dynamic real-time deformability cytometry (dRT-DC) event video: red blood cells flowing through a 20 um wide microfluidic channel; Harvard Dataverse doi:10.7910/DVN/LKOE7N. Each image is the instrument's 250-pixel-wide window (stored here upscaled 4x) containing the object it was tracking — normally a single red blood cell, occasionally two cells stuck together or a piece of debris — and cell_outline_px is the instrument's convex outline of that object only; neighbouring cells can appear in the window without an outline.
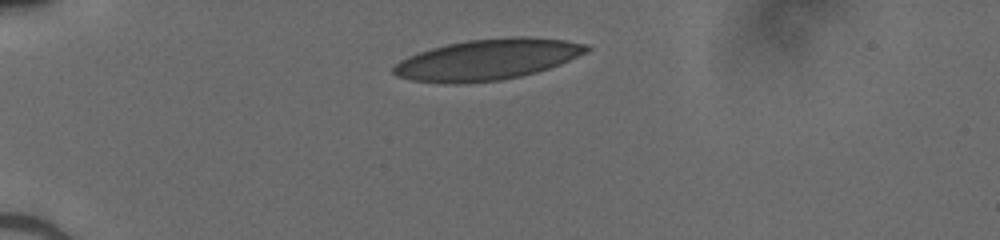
{"species": "human", "species_latin": "Homo sapiens", "temperature_condition": "cold", "stored_images_in_passage": 31, "camera_frame_rate_fps": 3000, "um_per_image_px": 0.085, "donor": {"sex": "male"}, "frame": {"image": 1, "passage_image": 1, "time_ms": 0.0, "image_size_px": [1000, 240], "cell_outline_px": [[592, 48], [588, 52], [560, 64], [536, 72], [520, 76], [500, 80], [444, 84], [412, 80], [396, 76], [392, 72], [392, 68], [400, 60], [408, 56], [432, 48], [448, 44], [468, 40], [512, 36], [524, 36], [564, 40], [588, 44]], "centroid_in_image_um": [41.44, 5.05], "position_along_channel_um": 43.6, "area_um2": 45.84}}
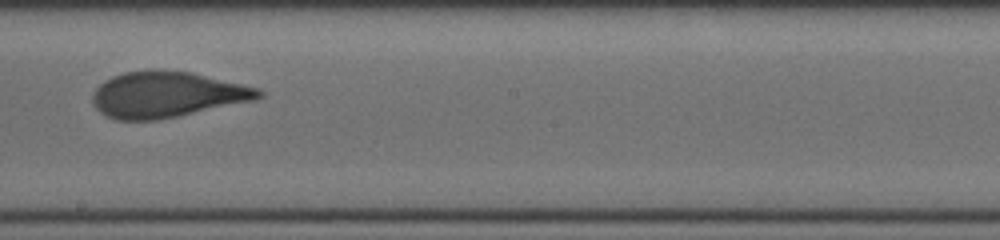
{"frame": {"image": 2, "passage_image": 18, "time_ms": 5.667, "image_size_px": [1000, 240], "cell_outline_px": [[264, 96], [256, 100], [156, 120], [116, 120], [100, 112], [92, 104], [92, 96], [96, 88], [104, 80], [112, 76], [124, 72], [152, 68], [160, 68], [192, 72], [260, 88], [264, 92]], "centroid_in_image_um": [14.19, 8.01], "position_along_channel_um": 234.0, "area_um2": 44.85}}
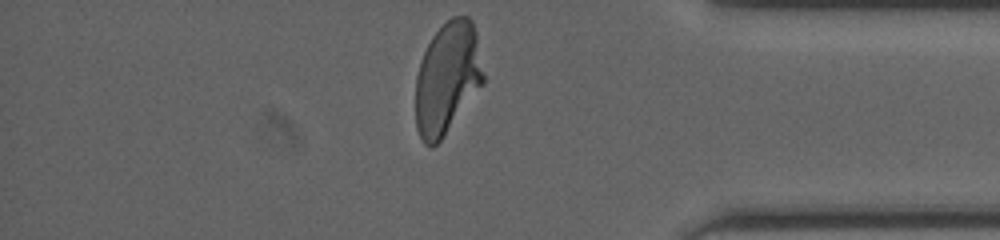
{"frame": {"image": 3, "passage_image": 31, "time_ms": 10.0, "image_size_px": [1000, 240], "cell_outline_px": [[484, 84], [440, 140], [432, 148], [428, 148], [424, 144], [416, 128], [416, 76], [424, 52], [432, 36], [452, 16], [468, 16], [472, 20], [476, 32], [484, 76]], "centroid_in_image_um": [38.03, 6.66], "position_along_channel_um": 397.2, "area_um2": 44.04}}